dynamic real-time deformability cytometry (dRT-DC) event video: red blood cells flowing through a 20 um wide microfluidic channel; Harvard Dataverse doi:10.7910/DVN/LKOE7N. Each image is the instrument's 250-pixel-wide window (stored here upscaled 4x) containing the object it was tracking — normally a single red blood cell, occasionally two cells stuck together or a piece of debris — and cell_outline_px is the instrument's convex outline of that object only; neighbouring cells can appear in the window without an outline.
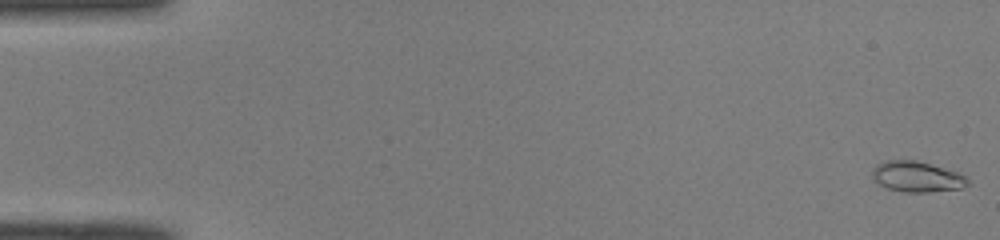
{"species": "common noctule bat (a hibernating species)", "species_latin": "Nyctalus noctula", "temperature_condition": "room temperature", "stored_images_in_passage": 50, "camera_frame_rate_fps": 3000, "um_per_image_px": 0.085, "animal": {"sex": "male", "body_mass_g": 19.0, "forearm_length_mm": 50.8}, "frame": {"image": 1, "passage_image": 1, "time_ms": 0.0, "image_size_px": [1000, 240], "cell_outline_px": [[972, 184], [960, 188], [928, 192], [904, 192], [888, 188], [880, 184], [872, 176], [872, 168], [876, 164], [884, 160], [916, 160], [956, 172], [964, 176]], "centroid_in_image_um": [77.91, 15.01], "position_along_channel_um": 7.1, "area_um2": 16.88}}
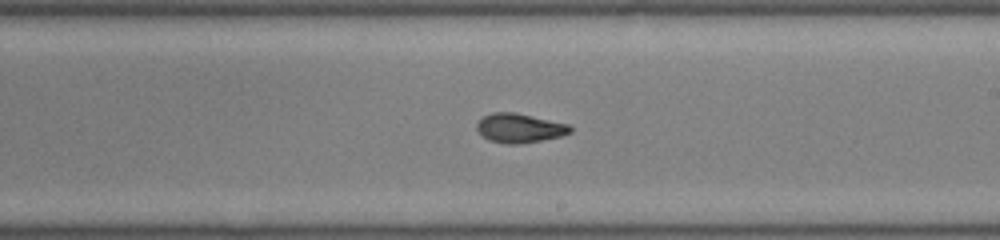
{"frame": {"image": 2, "passage_image": 30, "time_ms": 9.667, "image_size_px": [1000, 240], "cell_outline_px": [[572, 132], [560, 136], [520, 144], [504, 144], [488, 140], [476, 128], [476, 124], [484, 116], [492, 112], [516, 112], [568, 124], [572, 128]], "centroid_in_image_um": [44.15, 10.88], "position_along_channel_um": 244.8, "area_um2": 15.84}}
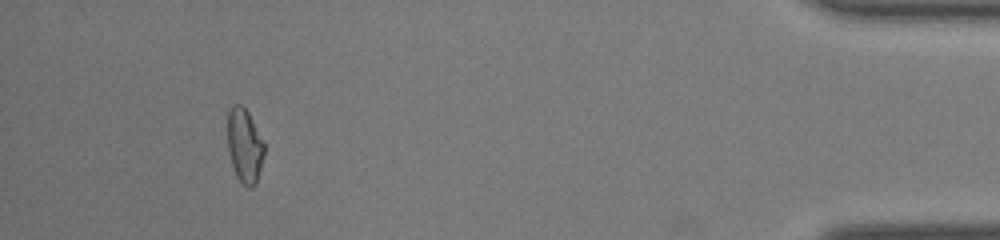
{"frame": {"image": 3, "passage_image": 47, "time_ms": 15.333, "image_size_px": [1000, 240], "cell_outline_px": [[264, 156], [256, 184], [252, 188], [248, 188], [236, 176], [228, 152], [228, 108], [232, 104], [240, 104], [248, 112], [264, 144]], "centroid_in_image_um": [20.78, 12.38], "position_along_channel_um": 414.4, "area_um2": 15.78}, "authors_computed_cell_mechanics": {"area_um2": 16.0684, "velocity_mm_per_s": 4.0885, "shape_relaxation_time_tau1_ms": null, "shape_relaxation_time_tau2_ms": 1.4476, "deformation_change_tau1": null, "deformation_change_tau2": 0.0717}}